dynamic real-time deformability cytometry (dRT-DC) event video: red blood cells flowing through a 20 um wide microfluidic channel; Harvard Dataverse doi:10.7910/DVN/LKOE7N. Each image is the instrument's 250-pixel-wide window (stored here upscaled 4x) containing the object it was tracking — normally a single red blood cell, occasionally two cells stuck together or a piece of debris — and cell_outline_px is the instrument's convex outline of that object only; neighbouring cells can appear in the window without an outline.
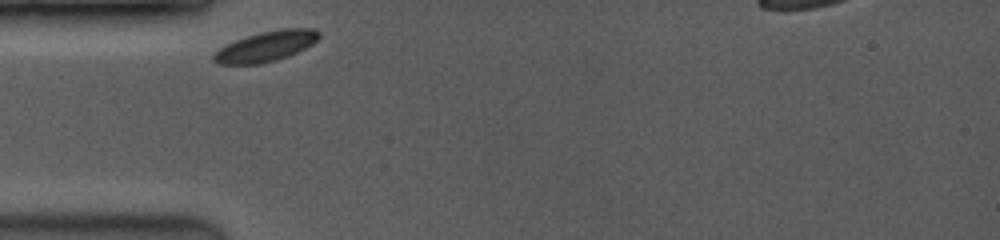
{"species": "common noctule bat (a hibernating species)", "species_latin": "Nyctalus noctula", "temperature_condition": "room temperature", "stored_images_in_passage": 33, "camera_frame_rate_fps": 3500, "um_per_image_px": 0.085, "animal": {"sex": "female", "body_mass_g": 19.0, "forearm_length_mm": 53.3}, "frame": {"image": 1, "passage_image": 1, "time_ms": 0.0, "image_size_px": [1000, 240], "cell_outline_px": [[320, 36], [312, 44], [288, 56], [276, 60], [260, 64], [220, 64], [212, 60], [212, 56], [220, 48], [236, 40], [260, 32], [280, 28], [316, 28], [320, 32]], "centroid_in_image_um": [22.64, 3.93], "position_along_channel_um": 62.4, "area_um2": 18.44}}
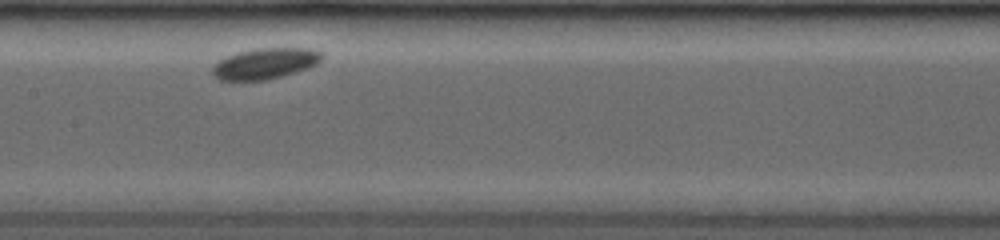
{"frame": {"image": 2, "passage_image": 13, "time_ms": 3.429, "image_size_px": [1000, 240], "cell_outline_px": [[324, 56], [316, 64], [308, 68], [296, 72], [264, 80], [220, 80], [212, 72], [212, 68], [220, 60], [228, 56], [240, 52], [256, 48], [312, 48], [320, 52]], "centroid_in_image_um": [22.57, 5.39], "position_along_channel_um": 184.8, "area_um2": 19.36}}
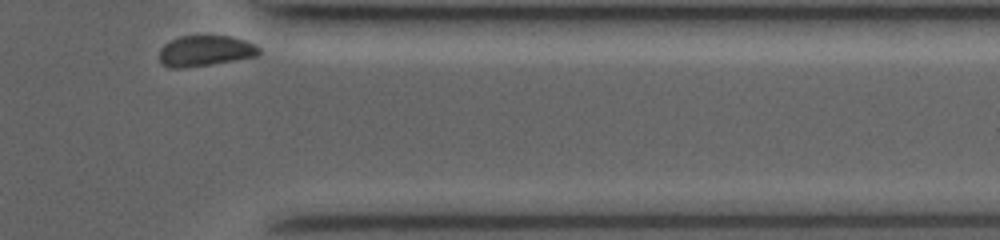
{"frame": {"image": 3, "passage_image": 33, "time_ms": 9.143, "image_size_px": [1000, 240], "cell_outline_px": [[260, 52], [256, 56], [184, 68], [172, 68], [164, 64], [160, 60], [160, 48], [164, 44], [180, 36], [232, 36], [256, 44], [260, 48]], "centroid_in_image_um": [17.45, 4.31], "position_along_channel_um": 393.9, "area_um2": 17.57}}